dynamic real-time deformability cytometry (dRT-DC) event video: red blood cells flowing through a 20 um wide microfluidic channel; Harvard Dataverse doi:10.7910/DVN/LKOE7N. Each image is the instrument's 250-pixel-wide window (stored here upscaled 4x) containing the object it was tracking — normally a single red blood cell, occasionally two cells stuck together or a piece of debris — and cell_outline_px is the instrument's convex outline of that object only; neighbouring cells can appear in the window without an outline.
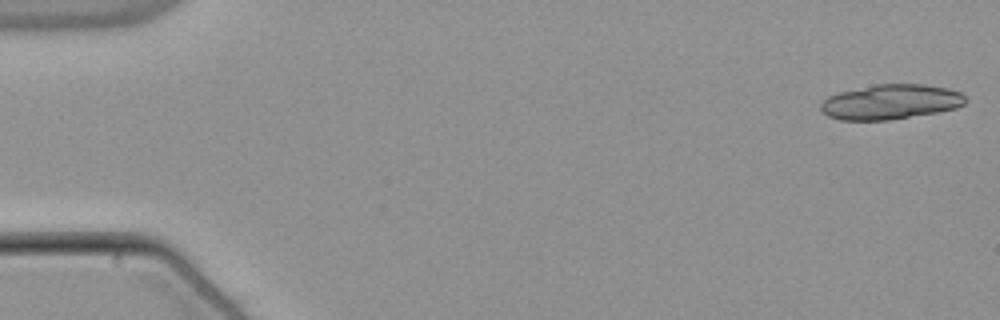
{"species": "common noctule bat (a hibernating species)", "species_latin": "Nyctalus noctula", "temperature_condition": "warm", "stored_images_in_passage": 30, "camera_frame_rate_fps": 3000, "um_per_image_px": 0.085, "animal": {"sex": "male", "body_mass_g": 21.5, "forearm_length_mm": 52.0}, "frame": {"image": 1, "passage_image": 1, "time_ms": 0.0, "image_size_px": [1000, 320], "cell_outline_px": [[968, 100], [964, 104], [956, 108], [940, 112], [888, 120], [840, 120], [828, 116], [820, 112], [820, 104], [828, 96], [840, 92], [876, 84], [924, 84], [948, 88], [960, 92]], "centroid_in_image_um": [75.71, 8.67], "position_along_channel_um": 9.3, "area_um2": 29.59}}